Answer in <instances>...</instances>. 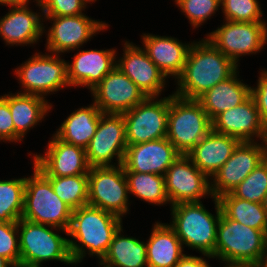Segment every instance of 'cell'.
<instances>
[{
	"mask_svg": "<svg viewBox=\"0 0 267 267\" xmlns=\"http://www.w3.org/2000/svg\"><path fill=\"white\" fill-rule=\"evenodd\" d=\"M218 200L227 218L254 229L267 230V213L261 203L237 198L231 192L221 195Z\"/></svg>",
	"mask_w": 267,
	"mask_h": 267,
	"instance_id": "30",
	"label": "cell"
},
{
	"mask_svg": "<svg viewBox=\"0 0 267 267\" xmlns=\"http://www.w3.org/2000/svg\"><path fill=\"white\" fill-rule=\"evenodd\" d=\"M231 193L237 198L262 204L267 194V157Z\"/></svg>",
	"mask_w": 267,
	"mask_h": 267,
	"instance_id": "34",
	"label": "cell"
},
{
	"mask_svg": "<svg viewBox=\"0 0 267 267\" xmlns=\"http://www.w3.org/2000/svg\"><path fill=\"white\" fill-rule=\"evenodd\" d=\"M224 21L205 38L237 66L240 57L258 53L267 43L266 22Z\"/></svg>",
	"mask_w": 267,
	"mask_h": 267,
	"instance_id": "10",
	"label": "cell"
},
{
	"mask_svg": "<svg viewBox=\"0 0 267 267\" xmlns=\"http://www.w3.org/2000/svg\"><path fill=\"white\" fill-rule=\"evenodd\" d=\"M11 267H33V266L24 265V264L19 263V264H14Z\"/></svg>",
	"mask_w": 267,
	"mask_h": 267,
	"instance_id": "47",
	"label": "cell"
},
{
	"mask_svg": "<svg viewBox=\"0 0 267 267\" xmlns=\"http://www.w3.org/2000/svg\"><path fill=\"white\" fill-rule=\"evenodd\" d=\"M44 16H76L86 9L83 0H35Z\"/></svg>",
	"mask_w": 267,
	"mask_h": 267,
	"instance_id": "38",
	"label": "cell"
},
{
	"mask_svg": "<svg viewBox=\"0 0 267 267\" xmlns=\"http://www.w3.org/2000/svg\"><path fill=\"white\" fill-rule=\"evenodd\" d=\"M129 194L149 204L170 203L165 191V176L152 173L125 172Z\"/></svg>",
	"mask_w": 267,
	"mask_h": 267,
	"instance_id": "31",
	"label": "cell"
},
{
	"mask_svg": "<svg viewBox=\"0 0 267 267\" xmlns=\"http://www.w3.org/2000/svg\"><path fill=\"white\" fill-rule=\"evenodd\" d=\"M238 77L239 71H236L197 99L211 121L223 111L242 104L251 96V86L242 83L243 80Z\"/></svg>",
	"mask_w": 267,
	"mask_h": 267,
	"instance_id": "25",
	"label": "cell"
},
{
	"mask_svg": "<svg viewBox=\"0 0 267 267\" xmlns=\"http://www.w3.org/2000/svg\"><path fill=\"white\" fill-rule=\"evenodd\" d=\"M120 227L122 218L98 207L87 204L73 210L67 236L72 237L68 243L74 265L82 262L86 254L103 260Z\"/></svg>",
	"mask_w": 267,
	"mask_h": 267,
	"instance_id": "2",
	"label": "cell"
},
{
	"mask_svg": "<svg viewBox=\"0 0 267 267\" xmlns=\"http://www.w3.org/2000/svg\"><path fill=\"white\" fill-rule=\"evenodd\" d=\"M238 69V66L208 39L192 42L183 73L177 78L178 89L174 94L197 100Z\"/></svg>",
	"mask_w": 267,
	"mask_h": 267,
	"instance_id": "1",
	"label": "cell"
},
{
	"mask_svg": "<svg viewBox=\"0 0 267 267\" xmlns=\"http://www.w3.org/2000/svg\"><path fill=\"white\" fill-rule=\"evenodd\" d=\"M0 255L13 265L20 263L17 222H0Z\"/></svg>",
	"mask_w": 267,
	"mask_h": 267,
	"instance_id": "37",
	"label": "cell"
},
{
	"mask_svg": "<svg viewBox=\"0 0 267 267\" xmlns=\"http://www.w3.org/2000/svg\"><path fill=\"white\" fill-rule=\"evenodd\" d=\"M123 114L102 113L96 133L86 150L90 167L119 166L127 148ZM116 157L118 164H112Z\"/></svg>",
	"mask_w": 267,
	"mask_h": 267,
	"instance_id": "12",
	"label": "cell"
},
{
	"mask_svg": "<svg viewBox=\"0 0 267 267\" xmlns=\"http://www.w3.org/2000/svg\"><path fill=\"white\" fill-rule=\"evenodd\" d=\"M181 155L166 138L128 145L123 159L125 172L165 175L169 166Z\"/></svg>",
	"mask_w": 267,
	"mask_h": 267,
	"instance_id": "20",
	"label": "cell"
},
{
	"mask_svg": "<svg viewBox=\"0 0 267 267\" xmlns=\"http://www.w3.org/2000/svg\"><path fill=\"white\" fill-rule=\"evenodd\" d=\"M254 267H267V262L262 259L257 265H255Z\"/></svg>",
	"mask_w": 267,
	"mask_h": 267,
	"instance_id": "44",
	"label": "cell"
},
{
	"mask_svg": "<svg viewBox=\"0 0 267 267\" xmlns=\"http://www.w3.org/2000/svg\"><path fill=\"white\" fill-rule=\"evenodd\" d=\"M26 177L23 219L68 231L72 209L53 191L51 182L35 167Z\"/></svg>",
	"mask_w": 267,
	"mask_h": 267,
	"instance_id": "6",
	"label": "cell"
},
{
	"mask_svg": "<svg viewBox=\"0 0 267 267\" xmlns=\"http://www.w3.org/2000/svg\"><path fill=\"white\" fill-rule=\"evenodd\" d=\"M12 265L8 259L0 255V267H11Z\"/></svg>",
	"mask_w": 267,
	"mask_h": 267,
	"instance_id": "43",
	"label": "cell"
},
{
	"mask_svg": "<svg viewBox=\"0 0 267 267\" xmlns=\"http://www.w3.org/2000/svg\"><path fill=\"white\" fill-rule=\"evenodd\" d=\"M220 5L227 21L265 22L258 0H220Z\"/></svg>",
	"mask_w": 267,
	"mask_h": 267,
	"instance_id": "35",
	"label": "cell"
},
{
	"mask_svg": "<svg viewBox=\"0 0 267 267\" xmlns=\"http://www.w3.org/2000/svg\"><path fill=\"white\" fill-rule=\"evenodd\" d=\"M141 39L143 49L148 57L166 77L173 76L176 80L183 73L192 42L186 44L171 36L166 37L149 33L143 34Z\"/></svg>",
	"mask_w": 267,
	"mask_h": 267,
	"instance_id": "23",
	"label": "cell"
},
{
	"mask_svg": "<svg viewBox=\"0 0 267 267\" xmlns=\"http://www.w3.org/2000/svg\"><path fill=\"white\" fill-rule=\"evenodd\" d=\"M86 4H92L93 2H95L96 0H83ZM90 2H92V3H90Z\"/></svg>",
	"mask_w": 267,
	"mask_h": 267,
	"instance_id": "49",
	"label": "cell"
},
{
	"mask_svg": "<svg viewBox=\"0 0 267 267\" xmlns=\"http://www.w3.org/2000/svg\"><path fill=\"white\" fill-rule=\"evenodd\" d=\"M9 93V108L15 128V143L23 140L26 133L52 109L45 98L31 94Z\"/></svg>",
	"mask_w": 267,
	"mask_h": 267,
	"instance_id": "27",
	"label": "cell"
},
{
	"mask_svg": "<svg viewBox=\"0 0 267 267\" xmlns=\"http://www.w3.org/2000/svg\"><path fill=\"white\" fill-rule=\"evenodd\" d=\"M146 97L123 113L127 145L158 140L167 136L169 96Z\"/></svg>",
	"mask_w": 267,
	"mask_h": 267,
	"instance_id": "11",
	"label": "cell"
},
{
	"mask_svg": "<svg viewBox=\"0 0 267 267\" xmlns=\"http://www.w3.org/2000/svg\"><path fill=\"white\" fill-rule=\"evenodd\" d=\"M212 130L238 139L240 142L267 141V128L262 123L253 98L223 111L212 120Z\"/></svg>",
	"mask_w": 267,
	"mask_h": 267,
	"instance_id": "19",
	"label": "cell"
},
{
	"mask_svg": "<svg viewBox=\"0 0 267 267\" xmlns=\"http://www.w3.org/2000/svg\"><path fill=\"white\" fill-rule=\"evenodd\" d=\"M212 130V121L196 99L169 95L166 138L187 155Z\"/></svg>",
	"mask_w": 267,
	"mask_h": 267,
	"instance_id": "5",
	"label": "cell"
},
{
	"mask_svg": "<svg viewBox=\"0 0 267 267\" xmlns=\"http://www.w3.org/2000/svg\"><path fill=\"white\" fill-rule=\"evenodd\" d=\"M177 6L194 29L203 25L221 7L220 0H180Z\"/></svg>",
	"mask_w": 267,
	"mask_h": 267,
	"instance_id": "36",
	"label": "cell"
},
{
	"mask_svg": "<svg viewBox=\"0 0 267 267\" xmlns=\"http://www.w3.org/2000/svg\"><path fill=\"white\" fill-rule=\"evenodd\" d=\"M266 231L248 227L223 213L217 227L215 258L232 267H254L265 255Z\"/></svg>",
	"mask_w": 267,
	"mask_h": 267,
	"instance_id": "4",
	"label": "cell"
},
{
	"mask_svg": "<svg viewBox=\"0 0 267 267\" xmlns=\"http://www.w3.org/2000/svg\"><path fill=\"white\" fill-rule=\"evenodd\" d=\"M257 87H251V97L253 98L260 119L267 128V70H260Z\"/></svg>",
	"mask_w": 267,
	"mask_h": 267,
	"instance_id": "40",
	"label": "cell"
},
{
	"mask_svg": "<svg viewBox=\"0 0 267 267\" xmlns=\"http://www.w3.org/2000/svg\"><path fill=\"white\" fill-rule=\"evenodd\" d=\"M19 232L20 263L41 267L42 262L56 260L73 264L68 239L52 230L68 231L53 226L37 224L20 218L17 221ZM51 227V228H50ZM50 228V229H49Z\"/></svg>",
	"mask_w": 267,
	"mask_h": 267,
	"instance_id": "7",
	"label": "cell"
},
{
	"mask_svg": "<svg viewBox=\"0 0 267 267\" xmlns=\"http://www.w3.org/2000/svg\"><path fill=\"white\" fill-rule=\"evenodd\" d=\"M30 0H0L1 5L6 6H23L29 4Z\"/></svg>",
	"mask_w": 267,
	"mask_h": 267,
	"instance_id": "42",
	"label": "cell"
},
{
	"mask_svg": "<svg viewBox=\"0 0 267 267\" xmlns=\"http://www.w3.org/2000/svg\"><path fill=\"white\" fill-rule=\"evenodd\" d=\"M14 74L21 83L23 94L47 96L69 87L67 79V62L60 58L59 54H42L36 52L33 57L22 63L15 69Z\"/></svg>",
	"mask_w": 267,
	"mask_h": 267,
	"instance_id": "8",
	"label": "cell"
},
{
	"mask_svg": "<svg viewBox=\"0 0 267 267\" xmlns=\"http://www.w3.org/2000/svg\"><path fill=\"white\" fill-rule=\"evenodd\" d=\"M264 260L267 262V230H266V237H265V255Z\"/></svg>",
	"mask_w": 267,
	"mask_h": 267,
	"instance_id": "45",
	"label": "cell"
},
{
	"mask_svg": "<svg viewBox=\"0 0 267 267\" xmlns=\"http://www.w3.org/2000/svg\"><path fill=\"white\" fill-rule=\"evenodd\" d=\"M262 205H263V208H264L265 212L267 213V194L264 197Z\"/></svg>",
	"mask_w": 267,
	"mask_h": 267,
	"instance_id": "46",
	"label": "cell"
},
{
	"mask_svg": "<svg viewBox=\"0 0 267 267\" xmlns=\"http://www.w3.org/2000/svg\"><path fill=\"white\" fill-rule=\"evenodd\" d=\"M90 92L93 102L102 113L123 114L146 98L138 86L117 66Z\"/></svg>",
	"mask_w": 267,
	"mask_h": 267,
	"instance_id": "16",
	"label": "cell"
},
{
	"mask_svg": "<svg viewBox=\"0 0 267 267\" xmlns=\"http://www.w3.org/2000/svg\"><path fill=\"white\" fill-rule=\"evenodd\" d=\"M28 5L11 6L9 12L0 18V36L6 45L36 44L46 31L42 23L44 15L34 12Z\"/></svg>",
	"mask_w": 267,
	"mask_h": 267,
	"instance_id": "22",
	"label": "cell"
},
{
	"mask_svg": "<svg viewBox=\"0 0 267 267\" xmlns=\"http://www.w3.org/2000/svg\"><path fill=\"white\" fill-rule=\"evenodd\" d=\"M120 227L114 234L103 262L114 267H148L146 243L135 237H125Z\"/></svg>",
	"mask_w": 267,
	"mask_h": 267,
	"instance_id": "29",
	"label": "cell"
},
{
	"mask_svg": "<svg viewBox=\"0 0 267 267\" xmlns=\"http://www.w3.org/2000/svg\"><path fill=\"white\" fill-rule=\"evenodd\" d=\"M123 58L116 59V66L130 78L146 97H159L166 85L165 74L148 57L142 47L125 41Z\"/></svg>",
	"mask_w": 267,
	"mask_h": 267,
	"instance_id": "18",
	"label": "cell"
},
{
	"mask_svg": "<svg viewBox=\"0 0 267 267\" xmlns=\"http://www.w3.org/2000/svg\"><path fill=\"white\" fill-rule=\"evenodd\" d=\"M15 142V128L9 108V94L0 96V141Z\"/></svg>",
	"mask_w": 267,
	"mask_h": 267,
	"instance_id": "39",
	"label": "cell"
},
{
	"mask_svg": "<svg viewBox=\"0 0 267 267\" xmlns=\"http://www.w3.org/2000/svg\"><path fill=\"white\" fill-rule=\"evenodd\" d=\"M116 50H79L67 62V79L71 87H87L90 91L116 66Z\"/></svg>",
	"mask_w": 267,
	"mask_h": 267,
	"instance_id": "21",
	"label": "cell"
},
{
	"mask_svg": "<svg viewBox=\"0 0 267 267\" xmlns=\"http://www.w3.org/2000/svg\"><path fill=\"white\" fill-rule=\"evenodd\" d=\"M50 20L52 27L48 29L46 46L52 54H61L77 50L87 43L98 32L105 31L108 24L103 21L93 20L80 14L76 16H44Z\"/></svg>",
	"mask_w": 267,
	"mask_h": 267,
	"instance_id": "14",
	"label": "cell"
},
{
	"mask_svg": "<svg viewBox=\"0 0 267 267\" xmlns=\"http://www.w3.org/2000/svg\"><path fill=\"white\" fill-rule=\"evenodd\" d=\"M45 177L51 182L57 196L72 210L88 204V174Z\"/></svg>",
	"mask_w": 267,
	"mask_h": 267,
	"instance_id": "32",
	"label": "cell"
},
{
	"mask_svg": "<svg viewBox=\"0 0 267 267\" xmlns=\"http://www.w3.org/2000/svg\"><path fill=\"white\" fill-rule=\"evenodd\" d=\"M240 142L231 157L212 176V197L230 193L267 157V141ZM264 143V145H263Z\"/></svg>",
	"mask_w": 267,
	"mask_h": 267,
	"instance_id": "15",
	"label": "cell"
},
{
	"mask_svg": "<svg viewBox=\"0 0 267 267\" xmlns=\"http://www.w3.org/2000/svg\"><path fill=\"white\" fill-rule=\"evenodd\" d=\"M102 112L93 102L71 113L54 133L60 140L86 149L96 133Z\"/></svg>",
	"mask_w": 267,
	"mask_h": 267,
	"instance_id": "28",
	"label": "cell"
},
{
	"mask_svg": "<svg viewBox=\"0 0 267 267\" xmlns=\"http://www.w3.org/2000/svg\"><path fill=\"white\" fill-rule=\"evenodd\" d=\"M129 190L123 165L90 167L88 204L120 218L128 213Z\"/></svg>",
	"mask_w": 267,
	"mask_h": 267,
	"instance_id": "9",
	"label": "cell"
},
{
	"mask_svg": "<svg viewBox=\"0 0 267 267\" xmlns=\"http://www.w3.org/2000/svg\"><path fill=\"white\" fill-rule=\"evenodd\" d=\"M164 176L170 206L200 202L205 196L212 197L210 178L194 165L188 155H179Z\"/></svg>",
	"mask_w": 267,
	"mask_h": 267,
	"instance_id": "13",
	"label": "cell"
},
{
	"mask_svg": "<svg viewBox=\"0 0 267 267\" xmlns=\"http://www.w3.org/2000/svg\"><path fill=\"white\" fill-rule=\"evenodd\" d=\"M98 264H100L101 266L104 265L103 267H114V266H111V265L103 262L102 260H99V263Z\"/></svg>",
	"mask_w": 267,
	"mask_h": 267,
	"instance_id": "48",
	"label": "cell"
},
{
	"mask_svg": "<svg viewBox=\"0 0 267 267\" xmlns=\"http://www.w3.org/2000/svg\"><path fill=\"white\" fill-rule=\"evenodd\" d=\"M146 242L148 267H175L185 256L181 240L167 223L156 222Z\"/></svg>",
	"mask_w": 267,
	"mask_h": 267,
	"instance_id": "26",
	"label": "cell"
},
{
	"mask_svg": "<svg viewBox=\"0 0 267 267\" xmlns=\"http://www.w3.org/2000/svg\"><path fill=\"white\" fill-rule=\"evenodd\" d=\"M47 148L45 155L33 156V165L44 176L66 177L89 173L90 166L84 148L66 143L55 134Z\"/></svg>",
	"mask_w": 267,
	"mask_h": 267,
	"instance_id": "17",
	"label": "cell"
},
{
	"mask_svg": "<svg viewBox=\"0 0 267 267\" xmlns=\"http://www.w3.org/2000/svg\"><path fill=\"white\" fill-rule=\"evenodd\" d=\"M214 199L216 215L210 213L200 202L179 203L170 208L176 236L182 245L196 249L208 258H215L217 227L221 217V206L218 198Z\"/></svg>",
	"mask_w": 267,
	"mask_h": 267,
	"instance_id": "3",
	"label": "cell"
},
{
	"mask_svg": "<svg viewBox=\"0 0 267 267\" xmlns=\"http://www.w3.org/2000/svg\"><path fill=\"white\" fill-rule=\"evenodd\" d=\"M239 143L234 137L211 130L187 155L211 179L231 157Z\"/></svg>",
	"mask_w": 267,
	"mask_h": 267,
	"instance_id": "24",
	"label": "cell"
},
{
	"mask_svg": "<svg viewBox=\"0 0 267 267\" xmlns=\"http://www.w3.org/2000/svg\"><path fill=\"white\" fill-rule=\"evenodd\" d=\"M26 177L0 180V222H17L24 209Z\"/></svg>",
	"mask_w": 267,
	"mask_h": 267,
	"instance_id": "33",
	"label": "cell"
},
{
	"mask_svg": "<svg viewBox=\"0 0 267 267\" xmlns=\"http://www.w3.org/2000/svg\"><path fill=\"white\" fill-rule=\"evenodd\" d=\"M206 259L198 256L186 255L175 267H211Z\"/></svg>",
	"mask_w": 267,
	"mask_h": 267,
	"instance_id": "41",
	"label": "cell"
}]
</instances>
